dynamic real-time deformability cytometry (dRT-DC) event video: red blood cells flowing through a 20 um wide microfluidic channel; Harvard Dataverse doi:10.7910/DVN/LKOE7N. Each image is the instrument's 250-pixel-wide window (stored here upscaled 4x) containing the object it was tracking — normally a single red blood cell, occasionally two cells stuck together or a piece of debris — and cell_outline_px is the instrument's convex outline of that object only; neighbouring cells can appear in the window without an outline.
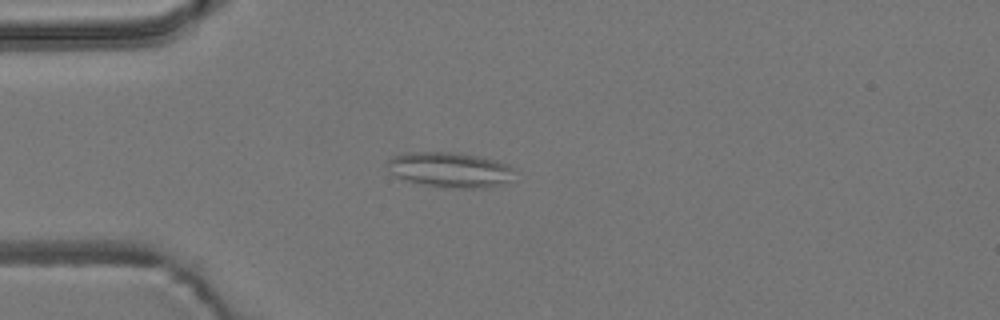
{"species": "common noctule bat (a hibernating species)", "species_latin": "Nyctalus noctula", "temperature_condition": "room temperature", "stored_images_in_passage": 41, "camera_frame_rate_fps": 3000, "um_per_image_px": 0.085, "animal": {"sex": "male", "body_mass_g": 19.2, "forearm_length_mm": 51.8}, "frame": {"image": 1, "passage_image": 1, "time_ms": 0.0, "image_size_px": [1000, 320], "cell_outline_px": [[512, 180], [504, 184], [484, 188], [444, 188], [404, 180], [388, 172], [388, 160], [392, 156], [404, 152], [452, 152], [476, 156], [496, 160], [508, 164], [512, 168]], "centroid_in_image_um": [38.22, 14.44], "position_along_channel_um": 46.8, "area_um2": 26.24}}
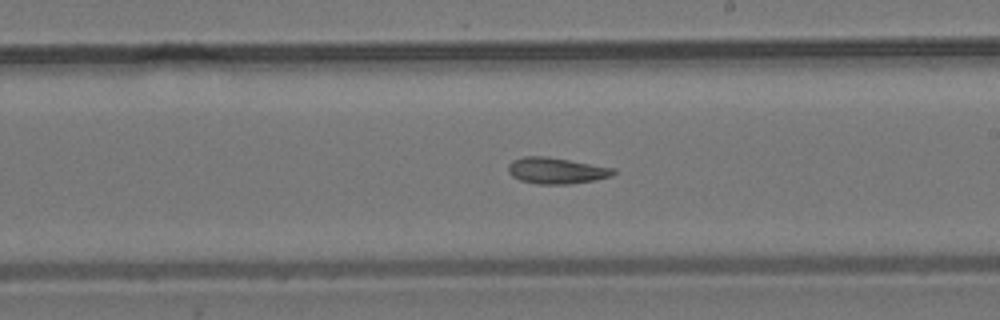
{"frame": {"image": 2, "passage_image": 18, "time_ms": 5.667, "image_size_px": [1000, 320], "cell_outline_px": [[616, 172], [612, 176], [596, 180], [572, 184], [540, 184], [520, 180], [512, 176], [508, 172], [508, 164], [512, 160], [524, 156], [548, 156], [616, 168]], "centroid_in_image_um": [47.31, 14.5], "position_along_channel_um": 241.7, "area_um2": 16.3}}
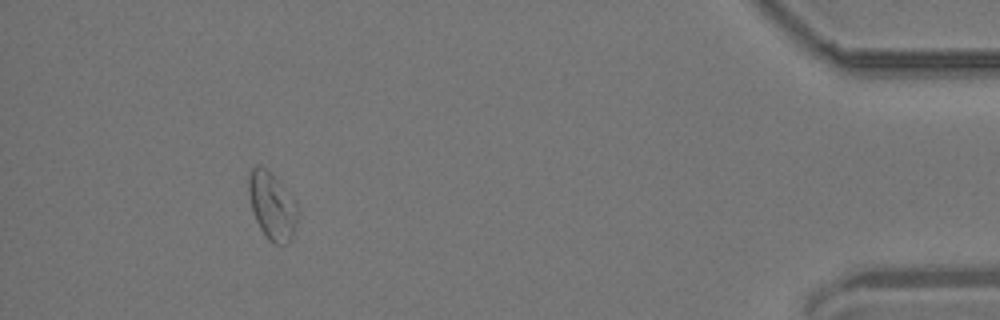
{"frame": {"image": 3, "passage_image": 37, "time_ms": 12.0, "image_size_px": [1000, 320], "cell_outline_px": [[300, 212], [292, 236], [284, 244], [272, 244], [264, 236], [252, 212], [248, 192], [248, 172], [252, 168], [260, 164], [276, 176], [296, 200]], "centroid_in_image_um": [23.13, 17.47], "position_along_channel_um": 412.1, "area_um2": 19.83}, "authors_computed_cell_mechanics": {"area_um2": 16.9932, "velocity_mm_per_s": 3.7138, "shape_relaxation_time_tau1_ms": null, "shape_relaxation_time_tau2_ms": 7.9437, "deformation_change_tau1": null, "deformation_change_tau2": 0.1617}}